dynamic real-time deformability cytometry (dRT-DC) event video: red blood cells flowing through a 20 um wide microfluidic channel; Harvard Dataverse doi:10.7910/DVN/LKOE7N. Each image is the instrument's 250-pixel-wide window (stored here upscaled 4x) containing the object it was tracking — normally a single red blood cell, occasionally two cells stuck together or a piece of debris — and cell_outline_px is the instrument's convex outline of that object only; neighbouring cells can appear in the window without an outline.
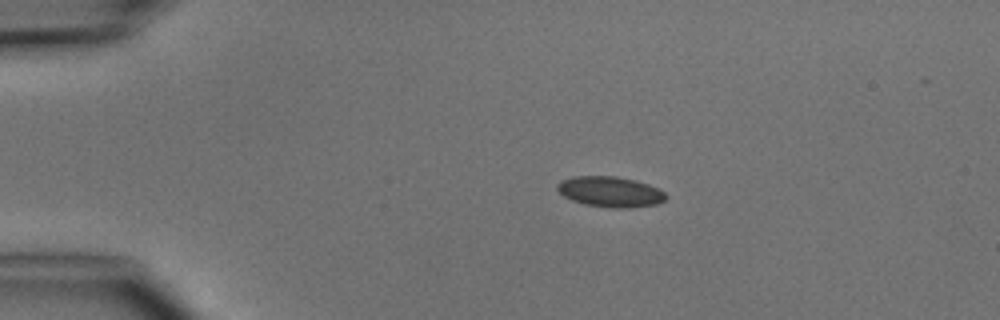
{"species": "common noctule bat (a hibernating species)", "species_latin": "Nyctalus noctula", "temperature_condition": "cold", "stored_images_in_passage": 5, "camera_frame_rate_fps": 3000, "um_per_image_px": 0.085, "animal": {"sex": "male", "body_mass_g": 15.6}, "frame": {"image": 1, "passage_image": 3, "time_ms": 2.333, "image_size_px": [1000, 320], "cell_outline_px": [[668, 196], [664, 200], [656, 204], [628, 208], [612, 208], [584, 204], [572, 200], [564, 196], [556, 188], [556, 184], [560, 180], [576, 176], [616, 176], [636, 180], [660, 188]], "centroid_in_image_um": [51.88, 16.29], "position_along_channel_um": 33.1, "area_um2": 19.42}}
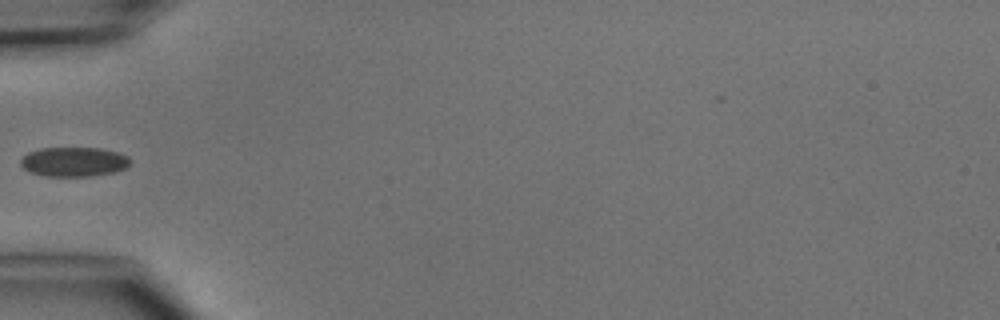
{"frame": {"image": 2, "passage_image": 5, "time_ms": 4.667, "image_size_px": [1000, 320], "cell_outline_px": [[132, 160], [124, 168], [112, 172], [92, 176], [44, 176], [32, 172], [24, 168], [20, 164], [20, 160], [28, 152], [40, 148], [100, 148], [116, 152], [128, 156]], "centroid_in_image_um": [6.26, 13.75], "position_along_channel_um": 78.7, "area_um2": 18.67}}